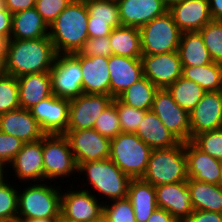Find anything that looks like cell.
<instances>
[{"instance_id": "30", "label": "cell", "mask_w": 222, "mask_h": 222, "mask_svg": "<svg viewBox=\"0 0 222 222\" xmlns=\"http://www.w3.org/2000/svg\"><path fill=\"white\" fill-rule=\"evenodd\" d=\"M177 52L182 67L202 66L213 62L198 31L182 32Z\"/></svg>"}, {"instance_id": "22", "label": "cell", "mask_w": 222, "mask_h": 222, "mask_svg": "<svg viewBox=\"0 0 222 222\" xmlns=\"http://www.w3.org/2000/svg\"><path fill=\"white\" fill-rule=\"evenodd\" d=\"M187 177L196 181L218 185L222 174V161L198 149L191 141L185 142Z\"/></svg>"}, {"instance_id": "5", "label": "cell", "mask_w": 222, "mask_h": 222, "mask_svg": "<svg viewBox=\"0 0 222 222\" xmlns=\"http://www.w3.org/2000/svg\"><path fill=\"white\" fill-rule=\"evenodd\" d=\"M43 165L44 181L75 184L78 166L64 134H46L43 137Z\"/></svg>"}, {"instance_id": "46", "label": "cell", "mask_w": 222, "mask_h": 222, "mask_svg": "<svg viewBox=\"0 0 222 222\" xmlns=\"http://www.w3.org/2000/svg\"><path fill=\"white\" fill-rule=\"evenodd\" d=\"M182 222H222V213L194 210Z\"/></svg>"}, {"instance_id": "57", "label": "cell", "mask_w": 222, "mask_h": 222, "mask_svg": "<svg viewBox=\"0 0 222 222\" xmlns=\"http://www.w3.org/2000/svg\"><path fill=\"white\" fill-rule=\"evenodd\" d=\"M218 185L222 188V174H221V179Z\"/></svg>"}, {"instance_id": "19", "label": "cell", "mask_w": 222, "mask_h": 222, "mask_svg": "<svg viewBox=\"0 0 222 222\" xmlns=\"http://www.w3.org/2000/svg\"><path fill=\"white\" fill-rule=\"evenodd\" d=\"M155 190L157 206L180 222L194 211L187 181L156 186Z\"/></svg>"}, {"instance_id": "35", "label": "cell", "mask_w": 222, "mask_h": 222, "mask_svg": "<svg viewBox=\"0 0 222 222\" xmlns=\"http://www.w3.org/2000/svg\"><path fill=\"white\" fill-rule=\"evenodd\" d=\"M174 101L184 110L192 111L206 92L194 81L180 77L167 88Z\"/></svg>"}, {"instance_id": "29", "label": "cell", "mask_w": 222, "mask_h": 222, "mask_svg": "<svg viewBox=\"0 0 222 222\" xmlns=\"http://www.w3.org/2000/svg\"><path fill=\"white\" fill-rule=\"evenodd\" d=\"M42 37H49V26L35 7L13 14L11 39L30 40Z\"/></svg>"}, {"instance_id": "48", "label": "cell", "mask_w": 222, "mask_h": 222, "mask_svg": "<svg viewBox=\"0 0 222 222\" xmlns=\"http://www.w3.org/2000/svg\"><path fill=\"white\" fill-rule=\"evenodd\" d=\"M35 3L36 0H5L6 9L12 14L34 8Z\"/></svg>"}, {"instance_id": "33", "label": "cell", "mask_w": 222, "mask_h": 222, "mask_svg": "<svg viewBox=\"0 0 222 222\" xmlns=\"http://www.w3.org/2000/svg\"><path fill=\"white\" fill-rule=\"evenodd\" d=\"M183 78L194 81L207 91L222 90V63L212 62L202 66L182 67Z\"/></svg>"}, {"instance_id": "43", "label": "cell", "mask_w": 222, "mask_h": 222, "mask_svg": "<svg viewBox=\"0 0 222 222\" xmlns=\"http://www.w3.org/2000/svg\"><path fill=\"white\" fill-rule=\"evenodd\" d=\"M74 0H36L35 8L50 27L58 15Z\"/></svg>"}, {"instance_id": "51", "label": "cell", "mask_w": 222, "mask_h": 222, "mask_svg": "<svg viewBox=\"0 0 222 222\" xmlns=\"http://www.w3.org/2000/svg\"><path fill=\"white\" fill-rule=\"evenodd\" d=\"M7 40L0 36V76L6 74L5 69V51Z\"/></svg>"}, {"instance_id": "37", "label": "cell", "mask_w": 222, "mask_h": 222, "mask_svg": "<svg viewBox=\"0 0 222 222\" xmlns=\"http://www.w3.org/2000/svg\"><path fill=\"white\" fill-rule=\"evenodd\" d=\"M198 32L213 62L222 63V21L212 19Z\"/></svg>"}, {"instance_id": "10", "label": "cell", "mask_w": 222, "mask_h": 222, "mask_svg": "<svg viewBox=\"0 0 222 222\" xmlns=\"http://www.w3.org/2000/svg\"><path fill=\"white\" fill-rule=\"evenodd\" d=\"M49 74L55 96L71 100L84 94L80 60L74 54H57Z\"/></svg>"}, {"instance_id": "40", "label": "cell", "mask_w": 222, "mask_h": 222, "mask_svg": "<svg viewBox=\"0 0 222 222\" xmlns=\"http://www.w3.org/2000/svg\"><path fill=\"white\" fill-rule=\"evenodd\" d=\"M191 142L204 153L222 161V128L199 133Z\"/></svg>"}, {"instance_id": "21", "label": "cell", "mask_w": 222, "mask_h": 222, "mask_svg": "<svg viewBox=\"0 0 222 222\" xmlns=\"http://www.w3.org/2000/svg\"><path fill=\"white\" fill-rule=\"evenodd\" d=\"M121 26L140 28L168 11L164 0H117Z\"/></svg>"}, {"instance_id": "53", "label": "cell", "mask_w": 222, "mask_h": 222, "mask_svg": "<svg viewBox=\"0 0 222 222\" xmlns=\"http://www.w3.org/2000/svg\"><path fill=\"white\" fill-rule=\"evenodd\" d=\"M182 0H164V3L167 8H170L171 6L180 3Z\"/></svg>"}, {"instance_id": "39", "label": "cell", "mask_w": 222, "mask_h": 222, "mask_svg": "<svg viewBox=\"0 0 222 222\" xmlns=\"http://www.w3.org/2000/svg\"><path fill=\"white\" fill-rule=\"evenodd\" d=\"M19 108L17 78L8 74L0 76V114Z\"/></svg>"}, {"instance_id": "12", "label": "cell", "mask_w": 222, "mask_h": 222, "mask_svg": "<svg viewBox=\"0 0 222 222\" xmlns=\"http://www.w3.org/2000/svg\"><path fill=\"white\" fill-rule=\"evenodd\" d=\"M151 110L181 142L191 141L189 112L174 101L167 89L155 92Z\"/></svg>"}, {"instance_id": "11", "label": "cell", "mask_w": 222, "mask_h": 222, "mask_svg": "<svg viewBox=\"0 0 222 222\" xmlns=\"http://www.w3.org/2000/svg\"><path fill=\"white\" fill-rule=\"evenodd\" d=\"M6 177L17 184L44 182L43 138L23 144L7 166Z\"/></svg>"}, {"instance_id": "14", "label": "cell", "mask_w": 222, "mask_h": 222, "mask_svg": "<svg viewBox=\"0 0 222 222\" xmlns=\"http://www.w3.org/2000/svg\"><path fill=\"white\" fill-rule=\"evenodd\" d=\"M113 101L104 94H81L70 100L66 131L92 129L97 117Z\"/></svg>"}, {"instance_id": "15", "label": "cell", "mask_w": 222, "mask_h": 222, "mask_svg": "<svg viewBox=\"0 0 222 222\" xmlns=\"http://www.w3.org/2000/svg\"><path fill=\"white\" fill-rule=\"evenodd\" d=\"M144 77L158 89H166L182 76V63L177 51L142 55Z\"/></svg>"}, {"instance_id": "17", "label": "cell", "mask_w": 222, "mask_h": 222, "mask_svg": "<svg viewBox=\"0 0 222 222\" xmlns=\"http://www.w3.org/2000/svg\"><path fill=\"white\" fill-rule=\"evenodd\" d=\"M191 139L199 133L222 128V90L207 91L189 112Z\"/></svg>"}, {"instance_id": "34", "label": "cell", "mask_w": 222, "mask_h": 222, "mask_svg": "<svg viewBox=\"0 0 222 222\" xmlns=\"http://www.w3.org/2000/svg\"><path fill=\"white\" fill-rule=\"evenodd\" d=\"M158 88L146 77L141 78L124 90L117 98L124 104L141 109L151 110L154 94Z\"/></svg>"}, {"instance_id": "23", "label": "cell", "mask_w": 222, "mask_h": 222, "mask_svg": "<svg viewBox=\"0 0 222 222\" xmlns=\"http://www.w3.org/2000/svg\"><path fill=\"white\" fill-rule=\"evenodd\" d=\"M110 96L117 98L124 90L144 77L141 58L111 55L108 61Z\"/></svg>"}, {"instance_id": "44", "label": "cell", "mask_w": 222, "mask_h": 222, "mask_svg": "<svg viewBox=\"0 0 222 222\" xmlns=\"http://www.w3.org/2000/svg\"><path fill=\"white\" fill-rule=\"evenodd\" d=\"M23 144L20 139L0 131V163L7 168Z\"/></svg>"}, {"instance_id": "16", "label": "cell", "mask_w": 222, "mask_h": 222, "mask_svg": "<svg viewBox=\"0 0 222 222\" xmlns=\"http://www.w3.org/2000/svg\"><path fill=\"white\" fill-rule=\"evenodd\" d=\"M70 100L52 94L29 110L45 134H64L67 130Z\"/></svg>"}, {"instance_id": "49", "label": "cell", "mask_w": 222, "mask_h": 222, "mask_svg": "<svg viewBox=\"0 0 222 222\" xmlns=\"http://www.w3.org/2000/svg\"><path fill=\"white\" fill-rule=\"evenodd\" d=\"M147 222H180L177 218L170 215L163 208L157 207L156 210L149 217Z\"/></svg>"}, {"instance_id": "56", "label": "cell", "mask_w": 222, "mask_h": 222, "mask_svg": "<svg viewBox=\"0 0 222 222\" xmlns=\"http://www.w3.org/2000/svg\"><path fill=\"white\" fill-rule=\"evenodd\" d=\"M97 222H110V221L106 219L104 216H102Z\"/></svg>"}, {"instance_id": "2", "label": "cell", "mask_w": 222, "mask_h": 222, "mask_svg": "<svg viewBox=\"0 0 222 222\" xmlns=\"http://www.w3.org/2000/svg\"><path fill=\"white\" fill-rule=\"evenodd\" d=\"M57 53L49 37L7 41L6 74L16 78L33 73L50 72Z\"/></svg>"}, {"instance_id": "42", "label": "cell", "mask_w": 222, "mask_h": 222, "mask_svg": "<svg viewBox=\"0 0 222 222\" xmlns=\"http://www.w3.org/2000/svg\"><path fill=\"white\" fill-rule=\"evenodd\" d=\"M116 109L119 115L121 131L125 133H135L147 112V110L128 106L118 98H116Z\"/></svg>"}, {"instance_id": "50", "label": "cell", "mask_w": 222, "mask_h": 222, "mask_svg": "<svg viewBox=\"0 0 222 222\" xmlns=\"http://www.w3.org/2000/svg\"><path fill=\"white\" fill-rule=\"evenodd\" d=\"M209 10L213 20L222 21V0H209Z\"/></svg>"}, {"instance_id": "3", "label": "cell", "mask_w": 222, "mask_h": 222, "mask_svg": "<svg viewBox=\"0 0 222 222\" xmlns=\"http://www.w3.org/2000/svg\"><path fill=\"white\" fill-rule=\"evenodd\" d=\"M89 12L84 1L74 0L49 27L51 39L57 54L79 52L88 39Z\"/></svg>"}, {"instance_id": "7", "label": "cell", "mask_w": 222, "mask_h": 222, "mask_svg": "<svg viewBox=\"0 0 222 222\" xmlns=\"http://www.w3.org/2000/svg\"><path fill=\"white\" fill-rule=\"evenodd\" d=\"M152 149L135 133L121 132L110 142V159L131 179L142 178Z\"/></svg>"}, {"instance_id": "52", "label": "cell", "mask_w": 222, "mask_h": 222, "mask_svg": "<svg viewBox=\"0 0 222 222\" xmlns=\"http://www.w3.org/2000/svg\"><path fill=\"white\" fill-rule=\"evenodd\" d=\"M60 218H32L23 219L20 222H59Z\"/></svg>"}, {"instance_id": "38", "label": "cell", "mask_w": 222, "mask_h": 222, "mask_svg": "<svg viewBox=\"0 0 222 222\" xmlns=\"http://www.w3.org/2000/svg\"><path fill=\"white\" fill-rule=\"evenodd\" d=\"M93 129L110 140L122 132L116 109V98H113V101L97 117Z\"/></svg>"}, {"instance_id": "47", "label": "cell", "mask_w": 222, "mask_h": 222, "mask_svg": "<svg viewBox=\"0 0 222 222\" xmlns=\"http://www.w3.org/2000/svg\"><path fill=\"white\" fill-rule=\"evenodd\" d=\"M12 16L6 8L0 10V36L7 41L11 39L12 34Z\"/></svg>"}, {"instance_id": "20", "label": "cell", "mask_w": 222, "mask_h": 222, "mask_svg": "<svg viewBox=\"0 0 222 222\" xmlns=\"http://www.w3.org/2000/svg\"><path fill=\"white\" fill-rule=\"evenodd\" d=\"M73 54L80 60L83 93L110 96L109 58L87 57L78 52Z\"/></svg>"}, {"instance_id": "27", "label": "cell", "mask_w": 222, "mask_h": 222, "mask_svg": "<svg viewBox=\"0 0 222 222\" xmlns=\"http://www.w3.org/2000/svg\"><path fill=\"white\" fill-rule=\"evenodd\" d=\"M17 82L20 108L30 109L52 95L49 72L26 74Z\"/></svg>"}, {"instance_id": "45", "label": "cell", "mask_w": 222, "mask_h": 222, "mask_svg": "<svg viewBox=\"0 0 222 222\" xmlns=\"http://www.w3.org/2000/svg\"><path fill=\"white\" fill-rule=\"evenodd\" d=\"M78 53L87 57L103 56L109 58L112 55L109 36L88 38Z\"/></svg>"}, {"instance_id": "36", "label": "cell", "mask_w": 222, "mask_h": 222, "mask_svg": "<svg viewBox=\"0 0 222 222\" xmlns=\"http://www.w3.org/2000/svg\"><path fill=\"white\" fill-rule=\"evenodd\" d=\"M18 184L9 178L0 182V219L17 222Z\"/></svg>"}, {"instance_id": "4", "label": "cell", "mask_w": 222, "mask_h": 222, "mask_svg": "<svg viewBox=\"0 0 222 222\" xmlns=\"http://www.w3.org/2000/svg\"><path fill=\"white\" fill-rule=\"evenodd\" d=\"M61 195L62 185L57 183L18 184L17 222L32 218H61Z\"/></svg>"}, {"instance_id": "13", "label": "cell", "mask_w": 222, "mask_h": 222, "mask_svg": "<svg viewBox=\"0 0 222 222\" xmlns=\"http://www.w3.org/2000/svg\"><path fill=\"white\" fill-rule=\"evenodd\" d=\"M77 166L88 161L105 160L110 157L111 140L95 129L66 131Z\"/></svg>"}, {"instance_id": "31", "label": "cell", "mask_w": 222, "mask_h": 222, "mask_svg": "<svg viewBox=\"0 0 222 222\" xmlns=\"http://www.w3.org/2000/svg\"><path fill=\"white\" fill-rule=\"evenodd\" d=\"M193 210L222 213V188L219 185L187 179Z\"/></svg>"}, {"instance_id": "8", "label": "cell", "mask_w": 222, "mask_h": 222, "mask_svg": "<svg viewBox=\"0 0 222 222\" xmlns=\"http://www.w3.org/2000/svg\"><path fill=\"white\" fill-rule=\"evenodd\" d=\"M142 55H154L177 51L181 31L167 11L139 28Z\"/></svg>"}, {"instance_id": "1", "label": "cell", "mask_w": 222, "mask_h": 222, "mask_svg": "<svg viewBox=\"0 0 222 222\" xmlns=\"http://www.w3.org/2000/svg\"><path fill=\"white\" fill-rule=\"evenodd\" d=\"M130 180L131 178L108 158L80 163L74 185L88 190L104 204L127 197Z\"/></svg>"}, {"instance_id": "9", "label": "cell", "mask_w": 222, "mask_h": 222, "mask_svg": "<svg viewBox=\"0 0 222 222\" xmlns=\"http://www.w3.org/2000/svg\"><path fill=\"white\" fill-rule=\"evenodd\" d=\"M65 186L62 185L61 195L62 220L66 222H97L103 216L104 204L94 194L77 185L68 186L65 184Z\"/></svg>"}, {"instance_id": "18", "label": "cell", "mask_w": 222, "mask_h": 222, "mask_svg": "<svg viewBox=\"0 0 222 222\" xmlns=\"http://www.w3.org/2000/svg\"><path fill=\"white\" fill-rule=\"evenodd\" d=\"M88 17V38L110 36L113 28L121 26L119 8L115 0L85 1Z\"/></svg>"}, {"instance_id": "26", "label": "cell", "mask_w": 222, "mask_h": 222, "mask_svg": "<svg viewBox=\"0 0 222 222\" xmlns=\"http://www.w3.org/2000/svg\"><path fill=\"white\" fill-rule=\"evenodd\" d=\"M135 134L151 149L171 148L181 142L152 110L146 112Z\"/></svg>"}, {"instance_id": "28", "label": "cell", "mask_w": 222, "mask_h": 222, "mask_svg": "<svg viewBox=\"0 0 222 222\" xmlns=\"http://www.w3.org/2000/svg\"><path fill=\"white\" fill-rule=\"evenodd\" d=\"M127 198L133 206L136 222H147L158 207L155 187L141 178L130 180Z\"/></svg>"}, {"instance_id": "41", "label": "cell", "mask_w": 222, "mask_h": 222, "mask_svg": "<svg viewBox=\"0 0 222 222\" xmlns=\"http://www.w3.org/2000/svg\"><path fill=\"white\" fill-rule=\"evenodd\" d=\"M103 216L110 222H136L133 206L127 197L104 203Z\"/></svg>"}, {"instance_id": "32", "label": "cell", "mask_w": 222, "mask_h": 222, "mask_svg": "<svg viewBox=\"0 0 222 222\" xmlns=\"http://www.w3.org/2000/svg\"><path fill=\"white\" fill-rule=\"evenodd\" d=\"M109 39L113 55L141 58L142 47L139 28L129 26L113 28Z\"/></svg>"}, {"instance_id": "25", "label": "cell", "mask_w": 222, "mask_h": 222, "mask_svg": "<svg viewBox=\"0 0 222 222\" xmlns=\"http://www.w3.org/2000/svg\"><path fill=\"white\" fill-rule=\"evenodd\" d=\"M168 12L181 32L200 31L212 20L209 0H182L168 8Z\"/></svg>"}, {"instance_id": "55", "label": "cell", "mask_w": 222, "mask_h": 222, "mask_svg": "<svg viewBox=\"0 0 222 222\" xmlns=\"http://www.w3.org/2000/svg\"><path fill=\"white\" fill-rule=\"evenodd\" d=\"M5 8H6L5 0H0V10H3Z\"/></svg>"}, {"instance_id": "58", "label": "cell", "mask_w": 222, "mask_h": 222, "mask_svg": "<svg viewBox=\"0 0 222 222\" xmlns=\"http://www.w3.org/2000/svg\"><path fill=\"white\" fill-rule=\"evenodd\" d=\"M0 222H11V221H8L6 219H0Z\"/></svg>"}, {"instance_id": "6", "label": "cell", "mask_w": 222, "mask_h": 222, "mask_svg": "<svg viewBox=\"0 0 222 222\" xmlns=\"http://www.w3.org/2000/svg\"><path fill=\"white\" fill-rule=\"evenodd\" d=\"M154 187L187 181L185 142L166 149H152L146 171L141 178Z\"/></svg>"}, {"instance_id": "24", "label": "cell", "mask_w": 222, "mask_h": 222, "mask_svg": "<svg viewBox=\"0 0 222 222\" xmlns=\"http://www.w3.org/2000/svg\"><path fill=\"white\" fill-rule=\"evenodd\" d=\"M0 131L24 143L40 140L46 135L30 110L23 108L0 114Z\"/></svg>"}, {"instance_id": "54", "label": "cell", "mask_w": 222, "mask_h": 222, "mask_svg": "<svg viewBox=\"0 0 222 222\" xmlns=\"http://www.w3.org/2000/svg\"><path fill=\"white\" fill-rule=\"evenodd\" d=\"M6 178V167L0 163V182Z\"/></svg>"}]
</instances>
